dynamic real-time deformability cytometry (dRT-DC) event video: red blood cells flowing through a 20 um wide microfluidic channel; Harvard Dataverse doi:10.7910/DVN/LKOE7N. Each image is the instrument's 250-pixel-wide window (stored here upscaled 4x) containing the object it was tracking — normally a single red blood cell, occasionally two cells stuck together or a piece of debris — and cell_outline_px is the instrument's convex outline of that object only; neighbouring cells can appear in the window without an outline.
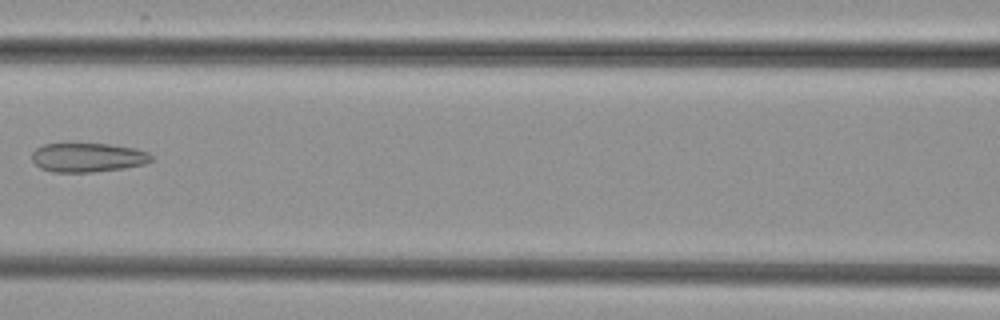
{"species": "common noctule bat (a hibernating species)", "species_latin": "Nyctalus noctula", "temperature_condition": "cold", "stored_images_in_passage": 8, "camera_frame_rate_fps": 3000, "um_per_image_px": 0.085, "animal": {"sex": "female", "body_mass_g": 29.2, "forearm_length_mm": 56.3}, "frame": {"image": 1, "passage_image": 7, "time_ms": 8.667, "image_size_px": [1000, 320], "cell_outline_px": [[152, 160], [144, 164], [124, 168], [92, 172], [52, 172], [40, 168], [32, 160], [32, 152], [36, 148], [44, 144], [112, 144], [136, 148], [148, 152], [152, 156]], "centroid_in_image_um": [7.47, 13.38], "position_along_channel_um": 159.1, "area_um2": 20.29}}
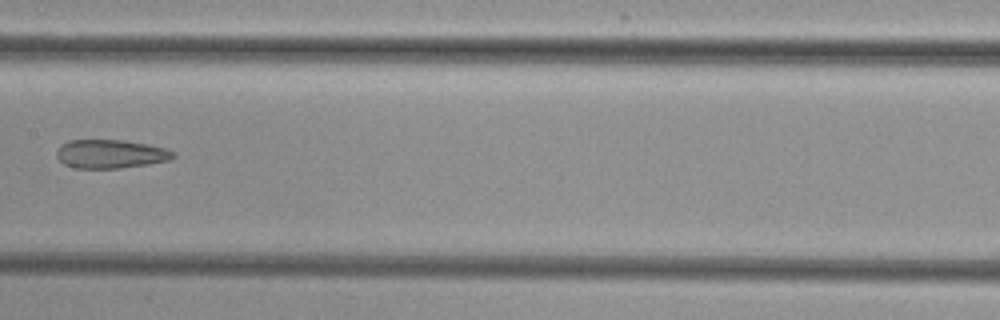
{"frame": {"image": 2, "passage_image": 8, "time_ms": 9.667, "image_size_px": [1000, 320], "cell_outline_px": [[176, 156], [168, 160], [148, 164], [120, 168], [76, 168], [64, 164], [56, 156], [56, 152], [60, 144], [68, 140], [124, 140], [148, 144], [168, 148], [176, 152]], "centroid_in_image_um": [9.41, 13.07], "position_along_channel_um": 198.0, "area_um2": 19.65}}